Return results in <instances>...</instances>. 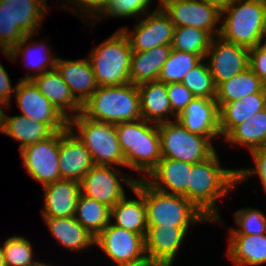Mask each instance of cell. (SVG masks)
I'll list each match as a JSON object with an SVG mask.
<instances>
[{"label": "cell", "instance_id": "obj_10", "mask_svg": "<svg viewBox=\"0 0 266 266\" xmlns=\"http://www.w3.org/2000/svg\"><path fill=\"white\" fill-rule=\"evenodd\" d=\"M96 245L113 264L149 265L145 253V239L141 234L109 223L95 237Z\"/></svg>", "mask_w": 266, "mask_h": 266}, {"label": "cell", "instance_id": "obj_19", "mask_svg": "<svg viewBox=\"0 0 266 266\" xmlns=\"http://www.w3.org/2000/svg\"><path fill=\"white\" fill-rule=\"evenodd\" d=\"M35 36H37V34L26 35L9 52H0L8 58L7 60L13 63L17 62L21 55L25 67L27 66V68L33 71L32 74L31 72H27L25 77H20L19 80H32L36 76L55 69L56 67L57 55L51 52L52 49H50V45H48L47 42L40 40L41 42L39 43Z\"/></svg>", "mask_w": 266, "mask_h": 266}, {"label": "cell", "instance_id": "obj_6", "mask_svg": "<svg viewBox=\"0 0 266 266\" xmlns=\"http://www.w3.org/2000/svg\"><path fill=\"white\" fill-rule=\"evenodd\" d=\"M132 49L128 37L119 28L89 52L93 72L99 87L130 83Z\"/></svg>", "mask_w": 266, "mask_h": 266}, {"label": "cell", "instance_id": "obj_17", "mask_svg": "<svg viewBox=\"0 0 266 266\" xmlns=\"http://www.w3.org/2000/svg\"><path fill=\"white\" fill-rule=\"evenodd\" d=\"M176 120L193 134L209 137L213 142L221 138L219 106L215 99L196 97Z\"/></svg>", "mask_w": 266, "mask_h": 266}, {"label": "cell", "instance_id": "obj_46", "mask_svg": "<svg viewBox=\"0 0 266 266\" xmlns=\"http://www.w3.org/2000/svg\"><path fill=\"white\" fill-rule=\"evenodd\" d=\"M249 68L266 85V53L259 45L249 49Z\"/></svg>", "mask_w": 266, "mask_h": 266}, {"label": "cell", "instance_id": "obj_44", "mask_svg": "<svg viewBox=\"0 0 266 266\" xmlns=\"http://www.w3.org/2000/svg\"><path fill=\"white\" fill-rule=\"evenodd\" d=\"M66 7L64 10L75 12V16L79 15L83 19L84 24L91 22L100 13V0H60ZM66 3H65V2ZM68 6V7H67ZM69 8V9H68ZM71 9V10H70ZM73 10V11H72ZM87 19V20H86ZM89 20V21H88Z\"/></svg>", "mask_w": 266, "mask_h": 266}, {"label": "cell", "instance_id": "obj_35", "mask_svg": "<svg viewBox=\"0 0 266 266\" xmlns=\"http://www.w3.org/2000/svg\"><path fill=\"white\" fill-rule=\"evenodd\" d=\"M213 37L199 28L182 26L175 27L171 48L197 54L205 59Z\"/></svg>", "mask_w": 266, "mask_h": 266}, {"label": "cell", "instance_id": "obj_40", "mask_svg": "<svg viewBox=\"0 0 266 266\" xmlns=\"http://www.w3.org/2000/svg\"><path fill=\"white\" fill-rule=\"evenodd\" d=\"M235 225L228 229V235L266 234V214L260 209L245 207L233 212Z\"/></svg>", "mask_w": 266, "mask_h": 266}, {"label": "cell", "instance_id": "obj_47", "mask_svg": "<svg viewBox=\"0 0 266 266\" xmlns=\"http://www.w3.org/2000/svg\"><path fill=\"white\" fill-rule=\"evenodd\" d=\"M217 7L220 11L232 5L236 0H202Z\"/></svg>", "mask_w": 266, "mask_h": 266}, {"label": "cell", "instance_id": "obj_36", "mask_svg": "<svg viewBox=\"0 0 266 266\" xmlns=\"http://www.w3.org/2000/svg\"><path fill=\"white\" fill-rule=\"evenodd\" d=\"M153 2V3H152ZM154 0H110L100 11V13L88 24L94 27L100 21L112 18H141L152 10Z\"/></svg>", "mask_w": 266, "mask_h": 266}, {"label": "cell", "instance_id": "obj_30", "mask_svg": "<svg viewBox=\"0 0 266 266\" xmlns=\"http://www.w3.org/2000/svg\"><path fill=\"white\" fill-rule=\"evenodd\" d=\"M265 108L266 87L261 92L245 96L239 101L224 103L219 108L221 139L223 140L237 125Z\"/></svg>", "mask_w": 266, "mask_h": 266}, {"label": "cell", "instance_id": "obj_1", "mask_svg": "<svg viewBox=\"0 0 266 266\" xmlns=\"http://www.w3.org/2000/svg\"><path fill=\"white\" fill-rule=\"evenodd\" d=\"M217 150L206 160L194 163L189 178V201L193 202L212 223L222 221L217 201L226 198L237 187V168H223ZM226 196V197H225Z\"/></svg>", "mask_w": 266, "mask_h": 266}, {"label": "cell", "instance_id": "obj_23", "mask_svg": "<svg viewBox=\"0 0 266 266\" xmlns=\"http://www.w3.org/2000/svg\"><path fill=\"white\" fill-rule=\"evenodd\" d=\"M32 81L68 120L82 112L83 105L75 98L56 68L36 76Z\"/></svg>", "mask_w": 266, "mask_h": 266}, {"label": "cell", "instance_id": "obj_29", "mask_svg": "<svg viewBox=\"0 0 266 266\" xmlns=\"http://www.w3.org/2000/svg\"><path fill=\"white\" fill-rule=\"evenodd\" d=\"M11 20L26 34H38L50 7L47 0H0Z\"/></svg>", "mask_w": 266, "mask_h": 266}, {"label": "cell", "instance_id": "obj_50", "mask_svg": "<svg viewBox=\"0 0 266 266\" xmlns=\"http://www.w3.org/2000/svg\"><path fill=\"white\" fill-rule=\"evenodd\" d=\"M266 53V37L258 44Z\"/></svg>", "mask_w": 266, "mask_h": 266}, {"label": "cell", "instance_id": "obj_22", "mask_svg": "<svg viewBox=\"0 0 266 266\" xmlns=\"http://www.w3.org/2000/svg\"><path fill=\"white\" fill-rule=\"evenodd\" d=\"M63 81L69 86L75 98L82 104L94 94L99 87L89 58L62 59L58 57L56 67Z\"/></svg>", "mask_w": 266, "mask_h": 266}, {"label": "cell", "instance_id": "obj_37", "mask_svg": "<svg viewBox=\"0 0 266 266\" xmlns=\"http://www.w3.org/2000/svg\"><path fill=\"white\" fill-rule=\"evenodd\" d=\"M202 60L197 54L172 49L161 68L158 80L165 84L181 83L185 75Z\"/></svg>", "mask_w": 266, "mask_h": 266}, {"label": "cell", "instance_id": "obj_3", "mask_svg": "<svg viewBox=\"0 0 266 266\" xmlns=\"http://www.w3.org/2000/svg\"><path fill=\"white\" fill-rule=\"evenodd\" d=\"M135 188L144 196L148 226L190 227L212 223L193 202L182 195L162 192L145 179H138Z\"/></svg>", "mask_w": 266, "mask_h": 266}, {"label": "cell", "instance_id": "obj_2", "mask_svg": "<svg viewBox=\"0 0 266 266\" xmlns=\"http://www.w3.org/2000/svg\"><path fill=\"white\" fill-rule=\"evenodd\" d=\"M118 141L125 158V167L145 179L161 160L158 124L138 119L115 124Z\"/></svg>", "mask_w": 266, "mask_h": 266}, {"label": "cell", "instance_id": "obj_11", "mask_svg": "<svg viewBox=\"0 0 266 266\" xmlns=\"http://www.w3.org/2000/svg\"><path fill=\"white\" fill-rule=\"evenodd\" d=\"M60 131L44 141L20 150L27 174L42 186L61 180L59 172Z\"/></svg>", "mask_w": 266, "mask_h": 266}, {"label": "cell", "instance_id": "obj_41", "mask_svg": "<svg viewBox=\"0 0 266 266\" xmlns=\"http://www.w3.org/2000/svg\"><path fill=\"white\" fill-rule=\"evenodd\" d=\"M253 159V166L237 168V185L248 182L249 178L257 177L266 194V147L254 149L249 152Z\"/></svg>", "mask_w": 266, "mask_h": 266}, {"label": "cell", "instance_id": "obj_27", "mask_svg": "<svg viewBox=\"0 0 266 266\" xmlns=\"http://www.w3.org/2000/svg\"><path fill=\"white\" fill-rule=\"evenodd\" d=\"M131 191L137 199L122 198L111 208L110 223L145 238L148 225L144 196L135 187Z\"/></svg>", "mask_w": 266, "mask_h": 266}, {"label": "cell", "instance_id": "obj_16", "mask_svg": "<svg viewBox=\"0 0 266 266\" xmlns=\"http://www.w3.org/2000/svg\"><path fill=\"white\" fill-rule=\"evenodd\" d=\"M190 227L148 226L145 253L150 266H173Z\"/></svg>", "mask_w": 266, "mask_h": 266}, {"label": "cell", "instance_id": "obj_26", "mask_svg": "<svg viewBox=\"0 0 266 266\" xmlns=\"http://www.w3.org/2000/svg\"><path fill=\"white\" fill-rule=\"evenodd\" d=\"M56 243L73 252L88 250L95 245V237L75 217L43 218Z\"/></svg>", "mask_w": 266, "mask_h": 266}, {"label": "cell", "instance_id": "obj_32", "mask_svg": "<svg viewBox=\"0 0 266 266\" xmlns=\"http://www.w3.org/2000/svg\"><path fill=\"white\" fill-rule=\"evenodd\" d=\"M223 142L231 143V147H245L249 152L266 147V108L237 125Z\"/></svg>", "mask_w": 266, "mask_h": 266}, {"label": "cell", "instance_id": "obj_15", "mask_svg": "<svg viewBox=\"0 0 266 266\" xmlns=\"http://www.w3.org/2000/svg\"><path fill=\"white\" fill-rule=\"evenodd\" d=\"M174 27L189 26L207 31L217 37L221 30V11L202 0H182L163 8Z\"/></svg>", "mask_w": 266, "mask_h": 266}, {"label": "cell", "instance_id": "obj_24", "mask_svg": "<svg viewBox=\"0 0 266 266\" xmlns=\"http://www.w3.org/2000/svg\"><path fill=\"white\" fill-rule=\"evenodd\" d=\"M137 87L140 93L142 119L160 124L177 118L172 112L165 83L155 80L138 84Z\"/></svg>", "mask_w": 266, "mask_h": 266}, {"label": "cell", "instance_id": "obj_25", "mask_svg": "<svg viewBox=\"0 0 266 266\" xmlns=\"http://www.w3.org/2000/svg\"><path fill=\"white\" fill-rule=\"evenodd\" d=\"M0 133L19 141V151L26 146L44 141L55 132L43 122H37L23 115L8 116L4 107L0 113Z\"/></svg>", "mask_w": 266, "mask_h": 266}, {"label": "cell", "instance_id": "obj_21", "mask_svg": "<svg viewBox=\"0 0 266 266\" xmlns=\"http://www.w3.org/2000/svg\"><path fill=\"white\" fill-rule=\"evenodd\" d=\"M193 164L161 158L145 180L154 188L189 200V178Z\"/></svg>", "mask_w": 266, "mask_h": 266}, {"label": "cell", "instance_id": "obj_38", "mask_svg": "<svg viewBox=\"0 0 266 266\" xmlns=\"http://www.w3.org/2000/svg\"><path fill=\"white\" fill-rule=\"evenodd\" d=\"M5 266H35L40 261L34 257L33 246L24 236L12 235L2 244Z\"/></svg>", "mask_w": 266, "mask_h": 266}, {"label": "cell", "instance_id": "obj_52", "mask_svg": "<svg viewBox=\"0 0 266 266\" xmlns=\"http://www.w3.org/2000/svg\"><path fill=\"white\" fill-rule=\"evenodd\" d=\"M35 266H55V265L54 264L51 265L50 263H45V261L43 262L42 260Z\"/></svg>", "mask_w": 266, "mask_h": 266}, {"label": "cell", "instance_id": "obj_34", "mask_svg": "<svg viewBox=\"0 0 266 266\" xmlns=\"http://www.w3.org/2000/svg\"><path fill=\"white\" fill-rule=\"evenodd\" d=\"M110 216L111 208L80 194L74 217L94 237L108 226Z\"/></svg>", "mask_w": 266, "mask_h": 266}, {"label": "cell", "instance_id": "obj_51", "mask_svg": "<svg viewBox=\"0 0 266 266\" xmlns=\"http://www.w3.org/2000/svg\"><path fill=\"white\" fill-rule=\"evenodd\" d=\"M112 266H150V265H135V264H113Z\"/></svg>", "mask_w": 266, "mask_h": 266}, {"label": "cell", "instance_id": "obj_7", "mask_svg": "<svg viewBox=\"0 0 266 266\" xmlns=\"http://www.w3.org/2000/svg\"><path fill=\"white\" fill-rule=\"evenodd\" d=\"M68 127L89 150L94 164L125 167L115 124L91 120L80 112L68 120Z\"/></svg>", "mask_w": 266, "mask_h": 266}, {"label": "cell", "instance_id": "obj_39", "mask_svg": "<svg viewBox=\"0 0 266 266\" xmlns=\"http://www.w3.org/2000/svg\"><path fill=\"white\" fill-rule=\"evenodd\" d=\"M181 83L197 98L216 97V85L205 59L191 69Z\"/></svg>", "mask_w": 266, "mask_h": 266}, {"label": "cell", "instance_id": "obj_5", "mask_svg": "<svg viewBox=\"0 0 266 266\" xmlns=\"http://www.w3.org/2000/svg\"><path fill=\"white\" fill-rule=\"evenodd\" d=\"M219 37L244 46H257L266 37L265 0H236L221 11Z\"/></svg>", "mask_w": 266, "mask_h": 266}, {"label": "cell", "instance_id": "obj_53", "mask_svg": "<svg viewBox=\"0 0 266 266\" xmlns=\"http://www.w3.org/2000/svg\"><path fill=\"white\" fill-rule=\"evenodd\" d=\"M110 0H100V11L103 9V7L109 2Z\"/></svg>", "mask_w": 266, "mask_h": 266}, {"label": "cell", "instance_id": "obj_48", "mask_svg": "<svg viewBox=\"0 0 266 266\" xmlns=\"http://www.w3.org/2000/svg\"><path fill=\"white\" fill-rule=\"evenodd\" d=\"M158 1H159V3H157L158 4L157 8L163 9L165 6H167L171 3L182 1V0H158Z\"/></svg>", "mask_w": 266, "mask_h": 266}, {"label": "cell", "instance_id": "obj_43", "mask_svg": "<svg viewBox=\"0 0 266 266\" xmlns=\"http://www.w3.org/2000/svg\"><path fill=\"white\" fill-rule=\"evenodd\" d=\"M166 89L172 112L178 116L196 97L182 83H167Z\"/></svg>", "mask_w": 266, "mask_h": 266}, {"label": "cell", "instance_id": "obj_45", "mask_svg": "<svg viewBox=\"0 0 266 266\" xmlns=\"http://www.w3.org/2000/svg\"><path fill=\"white\" fill-rule=\"evenodd\" d=\"M18 85V81L15 85L12 84L10 79V75L5 70L4 66L0 62V107H4V109L11 108L10 105L12 104V95L15 93L16 88ZM14 86V87H13Z\"/></svg>", "mask_w": 266, "mask_h": 266}, {"label": "cell", "instance_id": "obj_31", "mask_svg": "<svg viewBox=\"0 0 266 266\" xmlns=\"http://www.w3.org/2000/svg\"><path fill=\"white\" fill-rule=\"evenodd\" d=\"M171 45H160L151 50L132 52L130 82L138 85L158 80L161 68L168 59Z\"/></svg>", "mask_w": 266, "mask_h": 266}, {"label": "cell", "instance_id": "obj_42", "mask_svg": "<svg viewBox=\"0 0 266 266\" xmlns=\"http://www.w3.org/2000/svg\"><path fill=\"white\" fill-rule=\"evenodd\" d=\"M26 34L14 24L6 9L0 5V52H9Z\"/></svg>", "mask_w": 266, "mask_h": 266}, {"label": "cell", "instance_id": "obj_49", "mask_svg": "<svg viewBox=\"0 0 266 266\" xmlns=\"http://www.w3.org/2000/svg\"><path fill=\"white\" fill-rule=\"evenodd\" d=\"M0 266H5L3 247L0 244Z\"/></svg>", "mask_w": 266, "mask_h": 266}, {"label": "cell", "instance_id": "obj_18", "mask_svg": "<svg viewBox=\"0 0 266 266\" xmlns=\"http://www.w3.org/2000/svg\"><path fill=\"white\" fill-rule=\"evenodd\" d=\"M94 165L89 150L78 136L69 127L60 131L59 172L61 179L81 182Z\"/></svg>", "mask_w": 266, "mask_h": 266}, {"label": "cell", "instance_id": "obj_14", "mask_svg": "<svg viewBox=\"0 0 266 266\" xmlns=\"http://www.w3.org/2000/svg\"><path fill=\"white\" fill-rule=\"evenodd\" d=\"M205 60L216 87L249 68V49L213 37Z\"/></svg>", "mask_w": 266, "mask_h": 266}, {"label": "cell", "instance_id": "obj_8", "mask_svg": "<svg viewBox=\"0 0 266 266\" xmlns=\"http://www.w3.org/2000/svg\"><path fill=\"white\" fill-rule=\"evenodd\" d=\"M158 128L162 158L194 164L216 151L215 143L209 137L193 134L176 119L160 123Z\"/></svg>", "mask_w": 266, "mask_h": 266}, {"label": "cell", "instance_id": "obj_13", "mask_svg": "<svg viewBox=\"0 0 266 266\" xmlns=\"http://www.w3.org/2000/svg\"><path fill=\"white\" fill-rule=\"evenodd\" d=\"M14 97L20 115L46 123L54 132L68 127V119L39 91L32 80H18Z\"/></svg>", "mask_w": 266, "mask_h": 266}, {"label": "cell", "instance_id": "obj_9", "mask_svg": "<svg viewBox=\"0 0 266 266\" xmlns=\"http://www.w3.org/2000/svg\"><path fill=\"white\" fill-rule=\"evenodd\" d=\"M129 175L126 176L120 167L95 164L80 182L81 194L112 208L126 196L122 184L129 190L135 187L138 179Z\"/></svg>", "mask_w": 266, "mask_h": 266}, {"label": "cell", "instance_id": "obj_28", "mask_svg": "<svg viewBox=\"0 0 266 266\" xmlns=\"http://www.w3.org/2000/svg\"><path fill=\"white\" fill-rule=\"evenodd\" d=\"M226 256L234 266L266 264V234L228 235Z\"/></svg>", "mask_w": 266, "mask_h": 266}, {"label": "cell", "instance_id": "obj_20", "mask_svg": "<svg viewBox=\"0 0 266 266\" xmlns=\"http://www.w3.org/2000/svg\"><path fill=\"white\" fill-rule=\"evenodd\" d=\"M43 210L42 218L74 217L81 184L75 180L61 179L42 186Z\"/></svg>", "mask_w": 266, "mask_h": 266}, {"label": "cell", "instance_id": "obj_12", "mask_svg": "<svg viewBox=\"0 0 266 266\" xmlns=\"http://www.w3.org/2000/svg\"><path fill=\"white\" fill-rule=\"evenodd\" d=\"M120 29L128 37L132 52H141L171 45L175 27L164 10L156 8L137 19L132 31L127 26Z\"/></svg>", "mask_w": 266, "mask_h": 266}, {"label": "cell", "instance_id": "obj_4", "mask_svg": "<svg viewBox=\"0 0 266 266\" xmlns=\"http://www.w3.org/2000/svg\"><path fill=\"white\" fill-rule=\"evenodd\" d=\"M82 113L91 120L111 124L142 119L138 87L131 82L98 87L84 103Z\"/></svg>", "mask_w": 266, "mask_h": 266}, {"label": "cell", "instance_id": "obj_33", "mask_svg": "<svg viewBox=\"0 0 266 266\" xmlns=\"http://www.w3.org/2000/svg\"><path fill=\"white\" fill-rule=\"evenodd\" d=\"M266 85L250 69L233 76L216 87L215 100L219 108L227 102L239 101L243 97L261 92Z\"/></svg>", "mask_w": 266, "mask_h": 266}]
</instances>
